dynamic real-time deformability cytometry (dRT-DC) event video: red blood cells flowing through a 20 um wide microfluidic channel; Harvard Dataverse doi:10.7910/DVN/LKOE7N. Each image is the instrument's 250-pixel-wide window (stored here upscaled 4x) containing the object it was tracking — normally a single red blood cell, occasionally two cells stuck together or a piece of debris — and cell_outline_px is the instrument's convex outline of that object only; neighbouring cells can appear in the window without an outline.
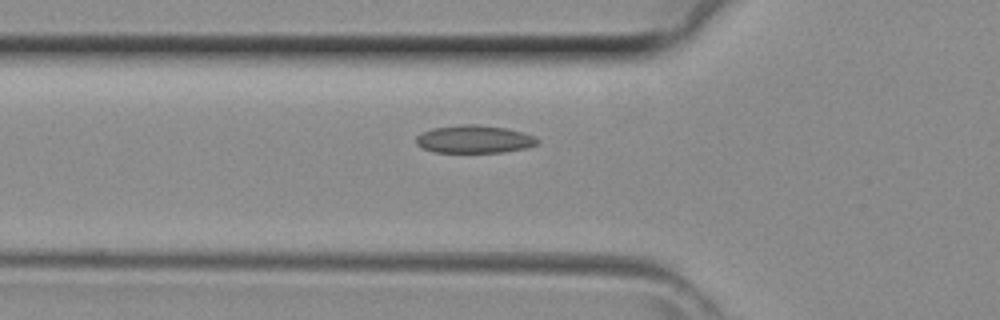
{"species": "common noctule bat (a hibernating species)", "species_latin": "Nyctalus noctula", "temperature_condition": "room temperature", "stored_images_in_passage": 42, "camera_frame_rate_fps": 3000, "um_per_image_px": 0.085, "animal": {"sex": "female", "body_mass_g": 29.2, "forearm_length_mm": 56.3}, "frame": {"image": 1, "passage_image": 15, "time_ms": 4.667, "image_size_px": [1000, 320], "cell_outline_px": [[540, 144], [528, 148], [504, 152], [432, 152], [416, 144], [416, 136], [432, 128], [460, 124], [476, 124], [508, 128], [524, 132], [536, 136], [540, 140]], "centroid_in_image_um": [40.39, 11.83], "position_along_channel_um": 85.4, "area_um2": 20.0}}
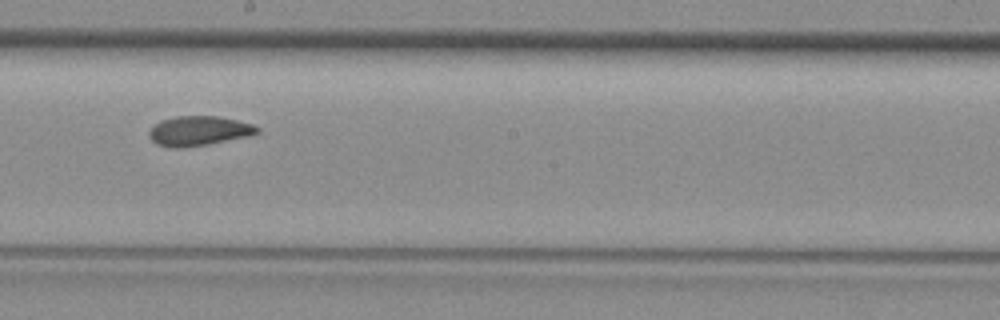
{"frame": {"image": 2, "passage_image": 24, "time_ms": 7.667, "image_size_px": [1000, 320], "cell_outline_px": [[260, 132], [248, 136], [208, 144], [180, 148], [176, 148], [156, 144], [148, 136], [148, 132], [160, 120], [176, 116], [220, 116], [252, 124], [260, 128]], "centroid_in_image_um": [16.9, 11.12], "position_along_channel_um": 231.3, "area_um2": 18.61}}
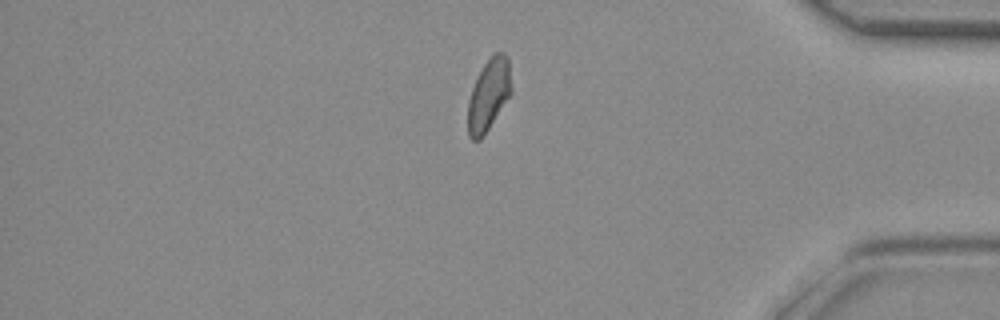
{"frame": {"image": 3, "passage_image": 36, "time_ms": 11.667, "image_size_px": [1000, 320], "cell_outline_px": [[512, 92], [480, 140], [472, 140], [468, 136], [468, 100], [472, 88], [484, 64], [492, 52], [504, 52], [508, 56], [512, 88]], "centroid_in_image_um": [41.55, 8.02], "position_along_channel_um": 393.7, "area_um2": 18.09}}